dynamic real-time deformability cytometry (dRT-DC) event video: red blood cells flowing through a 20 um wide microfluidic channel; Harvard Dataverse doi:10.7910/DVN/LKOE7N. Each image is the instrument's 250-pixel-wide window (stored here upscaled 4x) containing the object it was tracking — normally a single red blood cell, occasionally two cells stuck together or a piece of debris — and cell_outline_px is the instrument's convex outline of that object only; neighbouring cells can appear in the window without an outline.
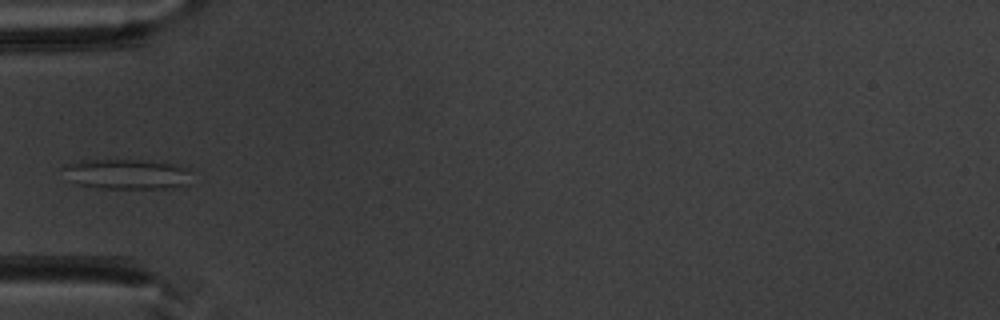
{"species": "common noctule bat (a hibernating species)", "species_latin": "Nyctalus noctula", "temperature_condition": "warm", "stored_images_in_passage": 22, "camera_frame_rate_fps": 3000, "um_per_image_px": 0.085, "animal": {"sex": "male", "body_mass_g": 20.1, "forearm_length_mm": 53.5}, "frame": {"image": 1, "passage_image": 1, "time_ms": 0.0, "image_size_px": [1000, 320], "cell_outline_px": [[188, 184], [168, 188], [104, 188], [72, 184], [60, 168], [64, 164], [80, 160], [164, 160], [188, 168]], "centroid_in_image_um": [10.72, 14.77], "position_along_channel_um": 74.3, "area_um2": 23.0}}
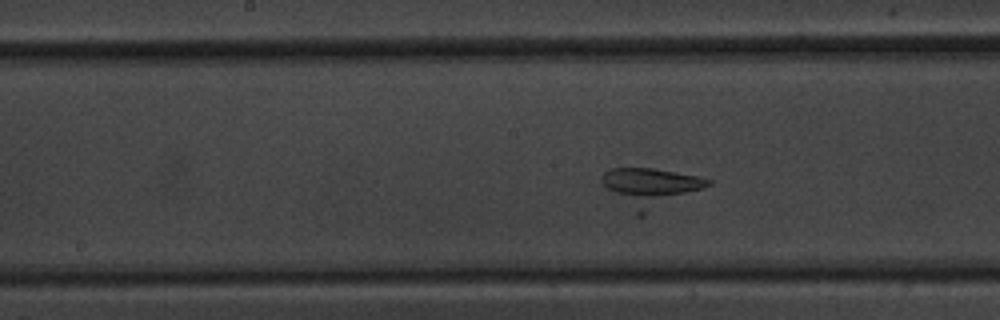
{"frame": {"image": 2, "passage_image": 10, "time_ms": 3.0, "image_size_px": [1000, 320], "cell_outline_px": [[712, 184], [704, 188], [644, 216], [636, 216], [600, 180], [600, 176], [608, 168], [652, 168], [700, 176], [712, 180]], "centroid_in_image_um": [55.32, 15.93], "position_along_channel_um": 192.9, "area_um2": 23.87}}
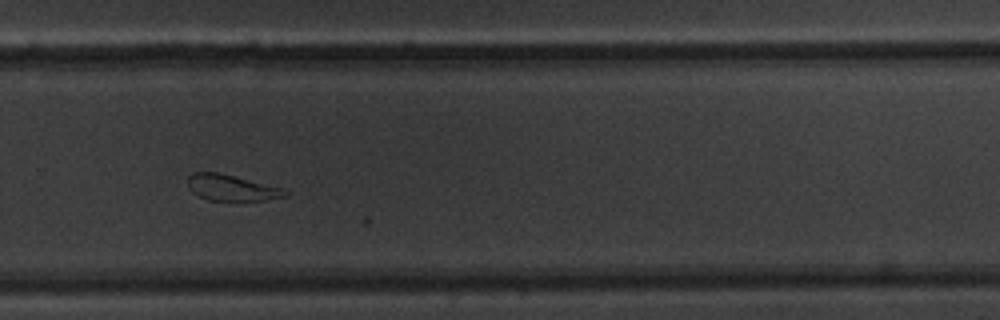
{"frame": {"image": 3, "passage_image": 19, "time_ms": 6.0, "image_size_px": [1000, 320], "cell_outline_px": [[288, 196], [264, 200], [208, 200], [192, 192], [188, 188], [188, 176], [192, 172], [220, 172], [284, 188], [288, 192]], "centroid_in_image_um": [19.68, 15.94], "position_along_channel_um": 310.1, "area_um2": 14.85}}